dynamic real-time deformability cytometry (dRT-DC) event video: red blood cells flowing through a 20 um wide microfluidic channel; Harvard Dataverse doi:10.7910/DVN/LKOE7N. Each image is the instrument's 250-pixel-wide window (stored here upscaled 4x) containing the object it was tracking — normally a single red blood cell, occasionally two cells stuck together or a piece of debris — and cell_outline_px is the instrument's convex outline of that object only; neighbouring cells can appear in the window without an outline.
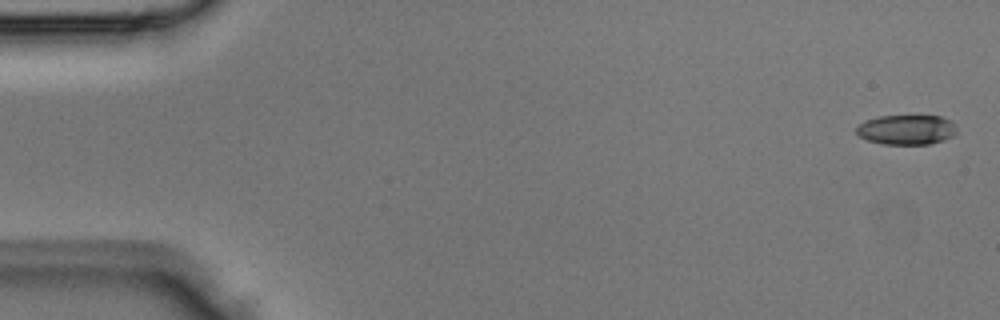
{"species": "Egyptian fruit bat (a non-hibernating species)", "species_latin": "Rousettus aegyptiacus", "temperature_condition": "room temperature", "stored_images_in_passage": 5, "segment_of_instrument_passage": [2, 2], "camera_frame_rate_fps": 3000, "um_per_image_px": 0.085, "animal": {"sex": "male"}, "frame": {"image": 1, "passage_image": 5, "time_ms": 1.333, "image_size_px": [1000, 320], "cell_outline_px": [[956, 132], [952, 136], [944, 140], [928, 144], [884, 144], [868, 140], [860, 136], [856, 132], [856, 128], [860, 124], [868, 120], [880, 116], [912, 112], [940, 116], [952, 120], [956, 124]], "centroid_in_image_um": [77.12, 10.96], "position_along_channel_um": 7.9, "area_um2": 18.21}}